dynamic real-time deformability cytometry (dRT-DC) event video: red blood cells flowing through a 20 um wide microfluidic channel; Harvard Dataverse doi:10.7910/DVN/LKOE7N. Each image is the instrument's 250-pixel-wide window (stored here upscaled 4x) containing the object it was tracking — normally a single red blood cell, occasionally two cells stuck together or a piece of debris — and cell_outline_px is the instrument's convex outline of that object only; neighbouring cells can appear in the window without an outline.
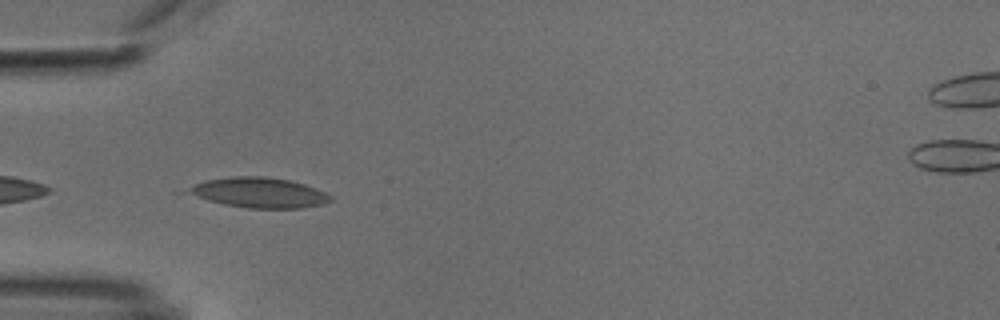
{"species": "common noctule bat (a hibernating species)", "species_latin": "Nyctalus noctula", "temperature_condition": "cold", "stored_images_in_passage": 10, "camera_frame_rate_fps": 3000, "um_per_image_px": 0.085, "animal": {"sex": "male", "body_mass_g": 18.8}, "frame": {"image": 1, "passage_image": 2, "time_ms": 0.333, "image_size_px": [1000, 320], "cell_outline_px": [[332, 200], [320, 204], [304, 208], [248, 208], [224, 204], [208, 200], [196, 196], [188, 192], [188, 188], [204, 180], [232, 176], [264, 176], [288, 180], [304, 184], [316, 188], [332, 196]], "centroid_in_image_um": [22.04, 16.37], "position_along_channel_um": 63.0, "area_um2": 24.74}}